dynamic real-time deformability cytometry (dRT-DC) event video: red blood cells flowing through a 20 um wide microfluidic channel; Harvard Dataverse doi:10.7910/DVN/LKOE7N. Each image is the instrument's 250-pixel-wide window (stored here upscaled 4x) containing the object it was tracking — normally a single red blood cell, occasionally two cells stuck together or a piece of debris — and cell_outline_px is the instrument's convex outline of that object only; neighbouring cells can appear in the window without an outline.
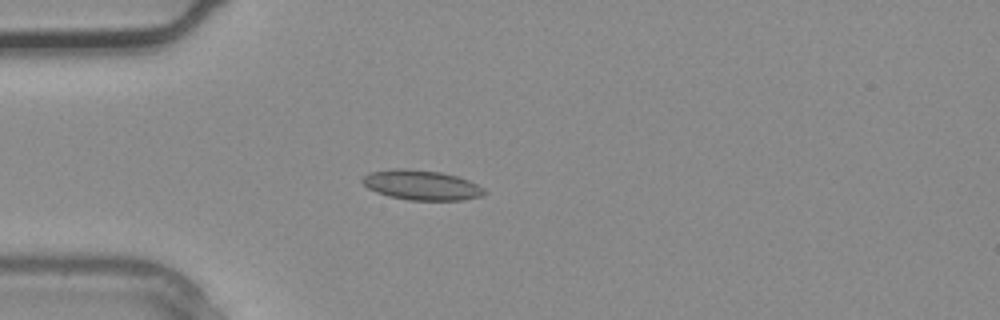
{"species": "common noctule bat (a hibernating species)", "species_latin": "Nyctalus noctula", "temperature_condition": "warm", "stored_images_in_passage": 1, "camera_frame_rate_fps": 3000, "um_per_image_px": 0.085, "animal": {"sex": "male", "body_mass_g": 20.4}, "frame": {"image": 1, "passage_image": 1, "time_ms": 0.0, "image_size_px": [1000, 320], "cell_outline_px": [[488, 192], [484, 196], [464, 200], [408, 200], [388, 196], [376, 192], [368, 188], [360, 180], [368, 172], [392, 168], [404, 168], [440, 172], [456, 176], [468, 180], [484, 188]], "centroid_in_image_um": [35.82, 15.73], "position_along_channel_um": 49.2, "area_um2": 21.44}}